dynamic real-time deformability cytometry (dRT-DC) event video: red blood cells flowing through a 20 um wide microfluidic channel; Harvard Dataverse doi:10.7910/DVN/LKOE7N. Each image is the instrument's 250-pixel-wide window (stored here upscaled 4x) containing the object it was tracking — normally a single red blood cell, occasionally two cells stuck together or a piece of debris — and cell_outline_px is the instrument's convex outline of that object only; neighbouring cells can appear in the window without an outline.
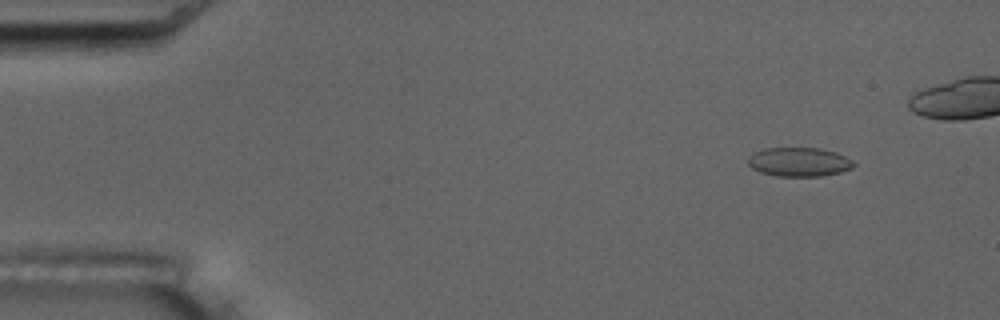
{"species": "common noctule bat (a hibernating species)", "species_latin": "Nyctalus noctula", "temperature_condition": "room temperature", "stored_images_in_passage": 15, "camera_frame_rate_fps": 3000, "um_per_image_px": 0.085, "animal": {"sex": "male", "body_mass_g": 17.5, "forearm_length_mm": 52.3}, "frame": {"image": 1, "passage_image": 1, "time_ms": 0.0, "image_size_px": [1000, 320], "cell_outline_px": [[856, 164], [852, 168], [840, 172], [820, 176], [776, 176], [760, 172], [752, 168], [748, 164], [748, 156], [752, 152], [764, 148], [820, 148], [836, 152], [852, 160]], "centroid_in_image_um": [67.89, 13.76], "position_along_channel_um": 17.1, "area_um2": 17.98}}
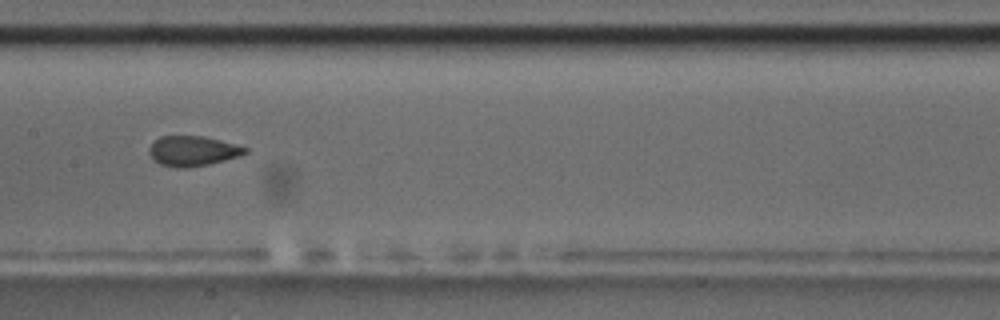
{"frame": {"image": 2, "passage_image": 7, "time_ms": 7.667, "image_size_px": [1000, 320], "cell_outline_px": [[248, 152], [240, 156], [208, 164], [184, 168], [176, 168], [160, 164], [148, 152], [148, 148], [160, 136], [204, 136], [220, 140], [248, 148]], "centroid_in_image_um": [16.39, 12.83], "position_along_channel_um": 191.0, "area_um2": 16.65}, "authors_computed_cell_mechanics": {"area_um2": 17.4556, "velocity_mm_per_s": 3.5605, "shape_relaxation_time_tau1_ms": 8.2563, "shape_relaxation_time_tau2_ms": 0.8327, "deformation_change_tau1": 0.1551, "deformation_change_tau2": 0.0611}}